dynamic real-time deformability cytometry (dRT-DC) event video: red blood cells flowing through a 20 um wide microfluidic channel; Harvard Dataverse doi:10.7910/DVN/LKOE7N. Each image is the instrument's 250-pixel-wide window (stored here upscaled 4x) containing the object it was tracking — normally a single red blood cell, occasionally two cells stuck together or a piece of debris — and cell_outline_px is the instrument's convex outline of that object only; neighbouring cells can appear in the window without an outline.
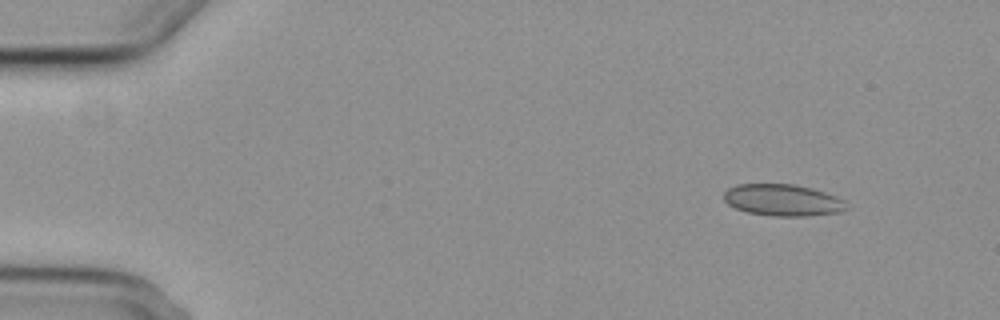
{"species": "common noctule bat (a hibernating species)", "species_latin": "Nyctalus noctula", "temperature_condition": "cold", "stored_images_in_passage": 4, "camera_frame_rate_fps": 3000, "um_per_image_px": 0.085, "animal": {"sex": "female", "body_mass_g": 29.2, "forearm_length_mm": 56.3}, "frame": {"image": 1, "passage_image": 1, "time_ms": 0.0, "image_size_px": [1000, 320], "cell_outline_px": [[848, 208], [840, 212], [808, 216], [772, 216], [748, 212], [736, 208], [728, 204], [724, 200], [724, 192], [728, 188], [736, 184], [792, 184], [812, 188], [848, 200]], "centroid_in_image_um": [66.57, 17.01], "position_along_channel_um": 18.4, "area_um2": 22.83}}